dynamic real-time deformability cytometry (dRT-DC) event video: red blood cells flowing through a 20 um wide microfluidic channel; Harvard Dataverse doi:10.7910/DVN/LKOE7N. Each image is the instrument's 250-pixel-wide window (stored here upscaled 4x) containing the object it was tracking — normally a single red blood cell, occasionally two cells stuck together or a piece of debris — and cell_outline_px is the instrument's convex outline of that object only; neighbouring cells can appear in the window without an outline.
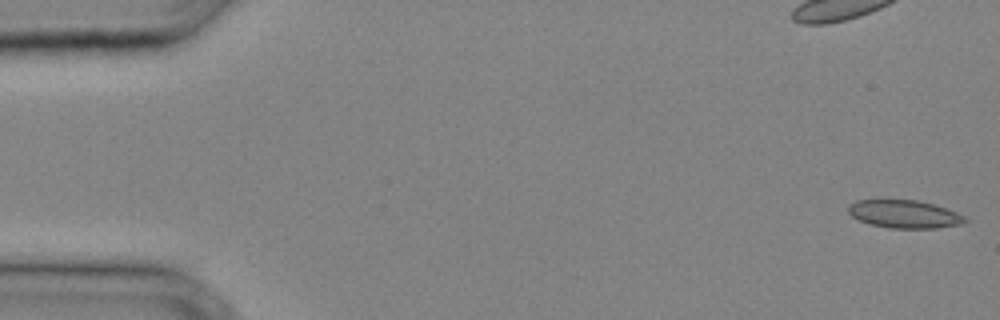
{"species": "common noctule bat (a hibernating species)", "species_latin": "Nyctalus noctula", "temperature_condition": "cold", "stored_images_in_passage": 31, "camera_frame_rate_fps": 3000, "um_per_image_px": 0.085, "animal": {"sex": "male", "body_mass_g": 20.4}, "frame": {"image": 1, "passage_image": 1, "time_ms": 0.0, "image_size_px": [1000, 320], "cell_outline_px": [[968, 220], [960, 224], [936, 228], [888, 228], [872, 224], [860, 220], [852, 216], [848, 212], [848, 204], [856, 200], [916, 200], [932, 204], [956, 212], [964, 216]], "centroid_in_image_um": [76.84, 18.2], "position_along_channel_um": 8.2, "area_um2": 18.79}}
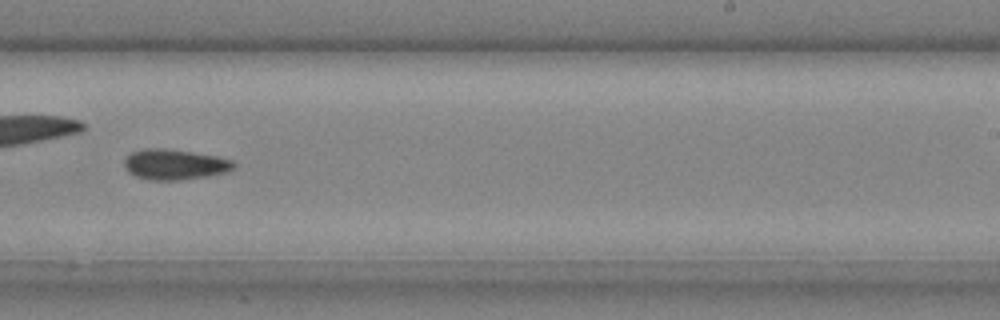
{"frame": {"image": 2, "passage_image": 22, "time_ms": 7.0, "image_size_px": [1000, 320], "cell_outline_px": [[236, 168], [224, 172], [208, 176], [180, 180], [152, 180], [136, 176], [128, 172], [124, 168], [124, 160], [132, 152], [144, 148], [168, 148], [216, 156], [232, 160], [236, 164]], "centroid_in_image_um": [14.84, 13.97], "position_along_channel_um": 274.2, "area_um2": 19.48}}